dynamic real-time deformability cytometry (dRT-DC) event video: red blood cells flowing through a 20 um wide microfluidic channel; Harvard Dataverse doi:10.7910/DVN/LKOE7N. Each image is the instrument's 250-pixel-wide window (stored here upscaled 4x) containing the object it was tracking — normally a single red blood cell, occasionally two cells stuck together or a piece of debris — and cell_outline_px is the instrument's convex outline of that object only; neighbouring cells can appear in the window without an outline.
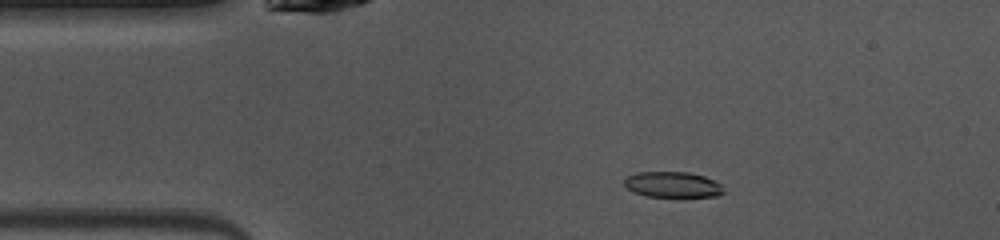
{"species": "common noctule bat (a hibernating species)", "species_latin": "Nyctalus noctula", "temperature_condition": "warm", "stored_images_in_passage": 48, "camera_frame_rate_fps": 3000, "um_per_image_px": 0.085, "animal": {"sex": "female", "body_mass_g": 10.0, "forearm_length_mm": 53.1}, "frame": {"image": 1, "passage_image": 8, "time_ms": 2.333, "image_size_px": [1000, 240], "cell_outline_px": [[724, 192], [716, 196], [680, 200], [676, 200], [644, 196], [632, 192], [624, 184], [624, 180], [628, 176], [636, 172], [688, 172], [704, 176], [720, 184]], "centroid_in_image_um": [57.17, 15.76], "position_along_channel_um": 27.8, "area_um2": 15.78}}
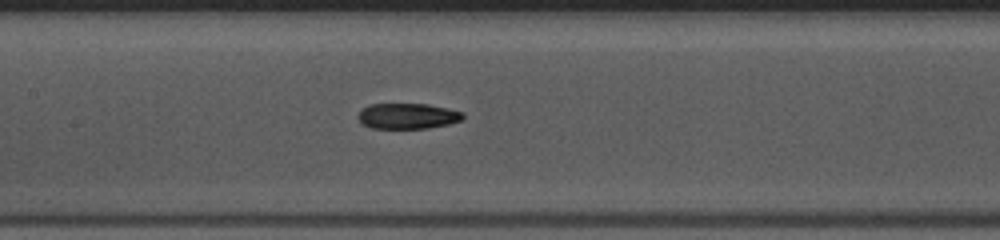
{"frame": {"image": 2, "passage_image": 21, "time_ms": 6.667, "image_size_px": [1000, 240], "cell_outline_px": [[464, 120], [448, 124], [428, 128], [372, 128], [360, 124], [356, 116], [360, 108], [368, 104], [428, 104], [448, 108], [464, 112]], "centroid_in_image_um": [34.61, 9.86], "position_along_channel_um": 172.8, "area_um2": 16.01}}
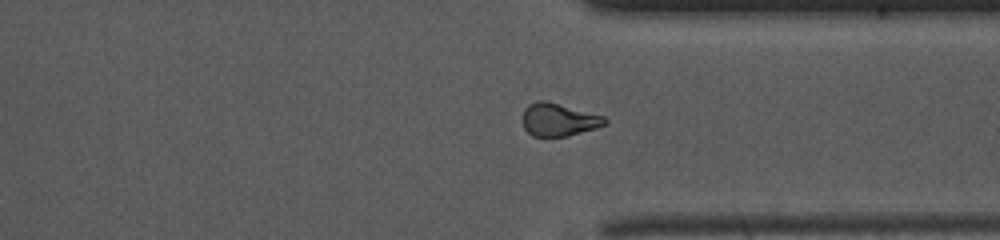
{"frame": {"image": 3, "passage_image": 35, "time_ms": 11.333, "image_size_px": [1000, 240], "cell_outline_px": [[608, 124], [596, 128], [568, 136], [532, 136], [524, 128], [520, 120], [524, 108], [528, 104], [536, 100], [548, 100], [604, 116], [608, 120]], "centroid_in_image_um": [47.46, 10.15], "position_along_channel_um": 363.9, "area_um2": 16.18}, "authors_computed_cell_mechanics": {"area_um2": 16.0395, "velocity_mm_per_s": 4.1234, "shape_relaxation_time_tau1_ms": 6.0859, "shape_relaxation_time_tau2_ms": null, "deformation_change_tau1": 0.1552, "deformation_change_tau2": null}}